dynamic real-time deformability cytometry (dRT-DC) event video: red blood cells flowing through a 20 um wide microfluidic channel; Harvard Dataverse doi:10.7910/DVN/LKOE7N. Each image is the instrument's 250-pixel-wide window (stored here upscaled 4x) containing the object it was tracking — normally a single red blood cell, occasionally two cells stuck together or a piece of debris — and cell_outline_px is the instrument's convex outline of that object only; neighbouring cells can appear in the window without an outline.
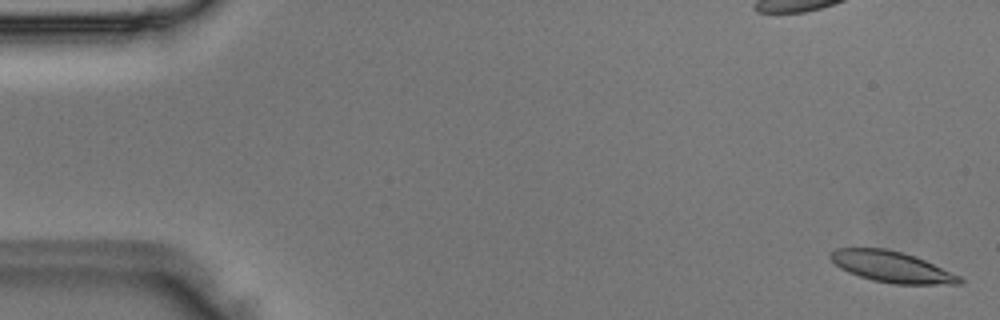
{"species": "Egyptian fruit bat (a non-hibernating species)", "species_latin": "Rousettus aegyptiacus", "temperature_condition": "room temperature", "stored_images_in_passage": 49, "camera_frame_rate_fps": 3000, "um_per_image_px": 0.085, "animal": {"sex": "male"}, "frame": {"image": 1, "passage_image": 1, "time_ms": 0.0, "image_size_px": [1000, 320], "cell_outline_px": [[964, 280], [960, 284], [892, 284], [872, 280], [848, 272], [840, 268], [828, 256], [828, 252], [836, 248], [888, 248], [904, 252], [916, 256], [960, 276]], "centroid_in_image_um": [75.78, 22.67], "position_along_channel_um": 9.2, "area_um2": 23.47}}
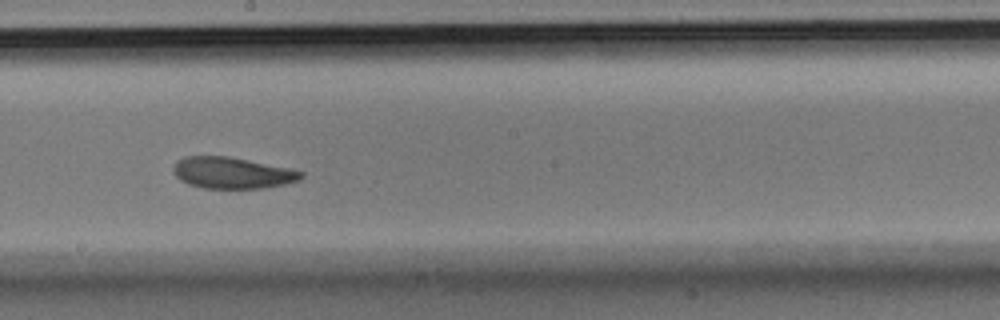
{"frame": {"image": 2, "passage_image": 27, "time_ms": 8.667, "image_size_px": [1000, 320], "cell_outline_px": [[304, 176], [300, 180], [284, 184], [264, 188], [204, 188], [188, 184], [180, 180], [172, 172], [172, 168], [176, 160], [184, 156], [228, 156], [288, 168], [304, 172]], "centroid_in_image_um": [19.7, 14.69], "position_along_channel_um": 228.5, "area_um2": 23.41}}
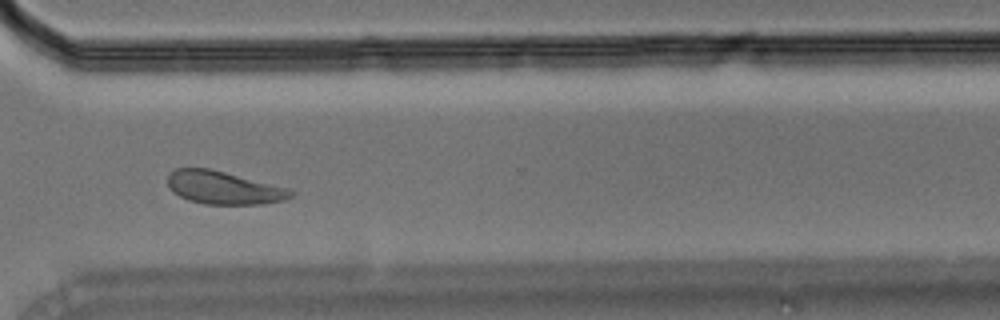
{"frame": {"image": 3, "passage_image": 36, "time_ms": 11.667, "image_size_px": [1000, 320], "cell_outline_px": [[296, 192], [292, 196], [284, 200], [264, 204], [204, 204], [188, 200], [172, 192], [168, 188], [168, 176], [176, 168], [208, 168], [288, 188]], "centroid_in_image_um": [19.0, 15.97], "position_along_channel_um": 351.6, "area_um2": 23.52}}